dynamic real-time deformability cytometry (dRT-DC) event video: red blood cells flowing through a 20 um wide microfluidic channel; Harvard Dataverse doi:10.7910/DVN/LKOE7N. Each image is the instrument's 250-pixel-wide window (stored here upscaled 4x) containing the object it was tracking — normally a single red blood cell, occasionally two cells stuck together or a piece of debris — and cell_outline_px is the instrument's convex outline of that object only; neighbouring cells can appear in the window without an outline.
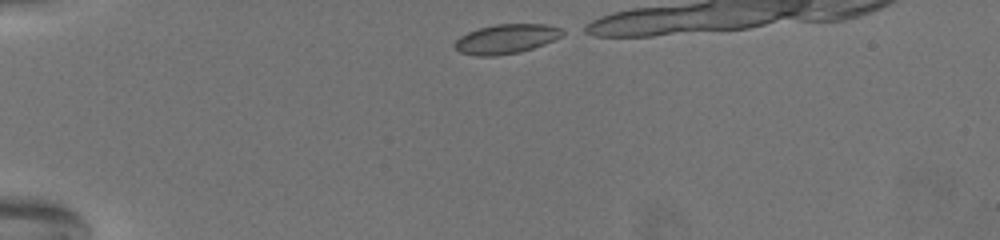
{"species": "common noctule bat (a hibernating species)", "species_latin": "Nyctalus noctula", "temperature_condition": "warm", "stored_images_in_passage": 43, "camera_frame_rate_fps": 3000, "um_per_image_px": 0.085, "animal": {"sex": "female", "body_mass_g": 19.5, "forearm_length_mm": 54.1}, "frame": {"image": 1, "passage_image": 1, "time_ms": 0.0, "image_size_px": [1000, 240], "cell_outline_px": [[568, 32], [544, 44], [520, 52], [496, 56], [476, 56], [460, 52], [456, 48], [456, 40], [460, 36], [468, 32], [480, 28], [496, 24], [548, 24], [560, 28]], "centroid_in_image_um": [43.05, 3.3], "position_along_channel_um": 41.9, "area_um2": 18.38}}
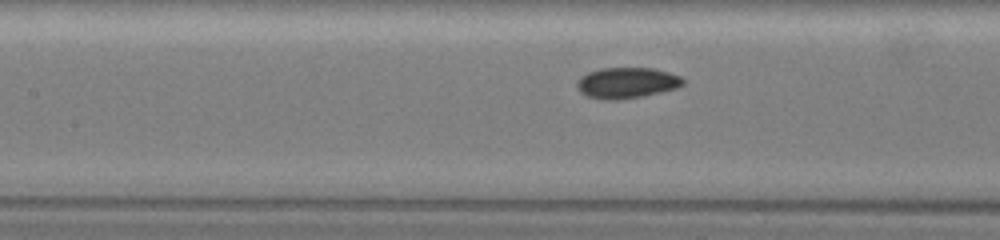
{"frame": {"image": 2, "passage_image": 17, "time_ms": 5.333, "image_size_px": [1000, 240], "cell_outline_px": [[684, 84], [676, 88], [640, 96], [588, 96], [580, 92], [576, 84], [580, 76], [588, 72], [600, 68], [652, 68], [668, 72], [680, 76], [684, 80]], "centroid_in_image_um": [53.3, 6.97], "position_along_channel_um": 154.1, "area_um2": 17.98}}
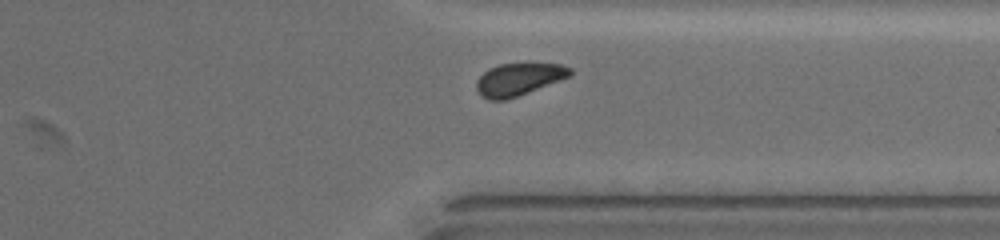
{"frame": {"image": 3, "passage_image": 38, "time_ms": 12.333, "image_size_px": [1000, 240], "cell_outline_px": [[572, 76], [516, 96], [504, 100], [488, 100], [476, 88], [476, 80], [488, 68], [500, 64], [564, 64], [572, 68]], "centroid_in_image_um": [44.11, 6.73], "position_along_channel_um": 367.3, "area_um2": 17.46}}